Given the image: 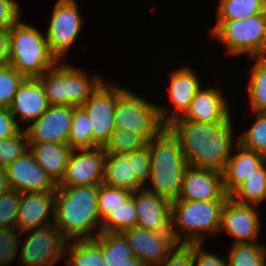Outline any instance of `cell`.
I'll list each match as a JSON object with an SVG mask.
<instances>
[{
  "label": "cell",
  "mask_w": 266,
  "mask_h": 266,
  "mask_svg": "<svg viewBox=\"0 0 266 266\" xmlns=\"http://www.w3.org/2000/svg\"><path fill=\"white\" fill-rule=\"evenodd\" d=\"M131 168L132 174L144 186L151 176L148 143L143 148L131 152Z\"/></svg>",
  "instance_id": "cell-41"
},
{
  "label": "cell",
  "mask_w": 266,
  "mask_h": 266,
  "mask_svg": "<svg viewBox=\"0 0 266 266\" xmlns=\"http://www.w3.org/2000/svg\"><path fill=\"white\" fill-rule=\"evenodd\" d=\"M154 266H193L192 244H177L159 264Z\"/></svg>",
  "instance_id": "cell-42"
},
{
  "label": "cell",
  "mask_w": 266,
  "mask_h": 266,
  "mask_svg": "<svg viewBox=\"0 0 266 266\" xmlns=\"http://www.w3.org/2000/svg\"><path fill=\"white\" fill-rule=\"evenodd\" d=\"M73 116V106H49V108L25 131L29 142L67 143Z\"/></svg>",
  "instance_id": "cell-16"
},
{
  "label": "cell",
  "mask_w": 266,
  "mask_h": 266,
  "mask_svg": "<svg viewBox=\"0 0 266 266\" xmlns=\"http://www.w3.org/2000/svg\"><path fill=\"white\" fill-rule=\"evenodd\" d=\"M103 183L132 191H137L145 187L135 178L134 174H132L131 152L126 154L106 155Z\"/></svg>",
  "instance_id": "cell-25"
},
{
  "label": "cell",
  "mask_w": 266,
  "mask_h": 266,
  "mask_svg": "<svg viewBox=\"0 0 266 266\" xmlns=\"http://www.w3.org/2000/svg\"><path fill=\"white\" fill-rule=\"evenodd\" d=\"M10 31L0 29V66L9 64Z\"/></svg>",
  "instance_id": "cell-46"
},
{
  "label": "cell",
  "mask_w": 266,
  "mask_h": 266,
  "mask_svg": "<svg viewBox=\"0 0 266 266\" xmlns=\"http://www.w3.org/2000/svg\"><path fill=\"white\" fill-rule=\"evenodd\" d=\"M256 207L238 203L229 196L222 208L219 233L225 230L234 238L233 244L256 242L261 228Z\"/></svg>",
  "instance_id": "cell-13"
},
{
  "label": "cell",
  "mask_w": 266,
  "mask_h": 266,
  "mask_svg": "<svg viewBox=\"0 0 266 266\" xmlns=\"http://www.w3.org/2000/svg\"><path fill=\"white\" fill-rule=\"evenodd\" d=\"M96 239L102 246V254L107 266H119L134 258L133 251L121 233L101 232Z\"/></svg>",
  "instance_id": "cell-28"
},
{
  "label": "cell",
  "mask_w": 266,
  "mask_h": 266,
  "mask_svg": "<svg viewBox=\"0 0 266 266\" xmlns=\"http://www.w3.org/2000/svg\"><path fill=\"white\" fill-rule=\"evenodd\" d=\"M126 90L103 82L81 107L90 117L93 148L103 147L115 129L114 111L118 97Z\"/></svg>",
  "instance_id": "cell-10"
},
{
  "label": "cell",
  "mask_w": 266,
  "mask_h": 266,
  "mask_svg": "<svg viewBox=\"0 0 266 266\" xmlns=\"http://www.w3.org/2000/svg\"><path fill=\"white\" fill-rule=\"evenodd\" d=\"M168 79L169 99L173 103L175 109L174 113H169L170 109L158 105V113L165 126L181 117L186 112L193 96L201 88L200 77L195 73L193 68L189 66L172 71Z\"/></svg>",
  "instance_id": "cell-17"
},
{
  "label": "cell",
  "mask_w": 266,
  "mask_h": 266,
  "mask_svg": "<svg viewBox=\"0 0 266 266\" xmlns=\"http://www.w3.org/2000/svg\"><path fill=\"white\" fill-rule=\"evenodd\" d=\"M266 162L247 178L230 197L241 204L258 206L266 199Z\"/></svg>",
  "instance_id": "cell-27"
},
{
  "label": "cell",
  "mask_w": 266,
  "mask_h": 266,
  "mask_svg": "<svg viewBox=\"0 0 266 266\" xmlns=\"http://www.w3.org/2000/svg\"><path fill=\"white\" fill-rule=\"evenodd\" d=\"M197 263V264H196ZM193 266H227V258L223 260L213 253L203 250L202 244H192Z\"/></svg>",
  "instance_id": "cell-44"
},
{
  "label": "cell",
  "mask_w": 266,
  "mask_h": 266,
  "mask_svg": "<svg viewBox=\"0 0 266 266\" xmlns=\"http://www.w3.org/2000/svg\"><path fill=\"white\" fill-rule=\"evenodd\" d=\"M231 119L216 123L175 119L166 127L178 139L189 166L222 172L235 147Z\"/></svg>",
  "instance_id": "cell-1"
},
{
  "label": "cell",
  "mask_w": 266,
  "mask_h": 266,
  "mask_svg": "<svg viewBox=\"0 0 266 266\" xmlns=\"http://www.w3.org/2000/svg\"><path fill=\"white\" fill-rule=\"evenodd\" d=\"M98 190L99 185L56 188L53 224L68 242L94 239L101 233Z\"/></svg>",
  "instance_id": "cell-2"
},
{
  "label": "cell",
  "mask_w": 266,
  "mask_h": 266,
  "mask_svg": "<svg viewBox=\"0 0 266 266\" xmlns=\"http://www.w3.org/2000/svg\"><path fill=\"white\" fill-rule=\"evenodd\" d=\"M90 124V117L81 107H73L71 130L68 138V145L73 149H92L93 133Z\"/></svg>",
  "instance_id": "cell-32"
},
{
  "label": "cell",
  "mask_w": 266,
  "mask_h": 266,
  "mask_svg": "<svg viewBox=\"0 0 266 266\" xmlns=\"http://www.w3.org/2000/svg\"><path fill=\"white\" fill-rule=\"evenodd\" d=\"M50 106H81L104 82L99 76H87L83 69L58 63L37 77Z\"/></svg>",
  "instance_id": "cell-6"
},
{
  "label": "cell",
  "mask_w": 266,
  "mask_h": 266,
  "mask_svg": "<svg viewBox=\"0 0 266 266\" xmlns=\"http://www.w3.org/2000/svg\"><path fill=\"white\" fill-rule=\"evenodd\" d=\"M134 257L144 266L159 264L178 244L171 231L152 232L132 227L121 232Z\"/></svg>",
  "instance_id": "cell-14"
},
{
  "label": "cell",
  "mask_w": 266,
  "mask_h": 266,
  "mask_svg": "<svg viewBox=\"0 0 266 266\" xmlns=\"http://www.w3.org/2000/svg\"><path fill=\"white\" fill-rule=\"evenodd\" d=\"M226 201L172 200L171 232L174 240L178 244H203L205 234L202 231L216 235L220 230L221 212Z\"/></svg>",
  "instance_id": "cell-4"
},
{
  "label": "cell",
  "mask_w": 266,
  "mask_h": 266,
  "mask_svg": "<svg viewBox=\"0 0 266 266\" xmlns=\"http://www.w3.org/2000/svg\"><path fill=\"white\" fill-rule=\"evenodd\" d=\"M11 190L20 193L56 191L57 185L28 151L6 168Z\"/></svg>",
  "instance_id": "cell-18"
},
{
  "label": "cell",
  "mask_w": 266,
  "mask_h": 266,
  "mask_svg": "<svg viewBox=\"0 0 266 266\" xmlns=\"http://www.w3.org/2000/svg\"><path fill=\"white\" fill-rule=\"evenodd\" d=\"M21 129L9 108L0 107V139L9 138Z\"/></svg>",
  "instance_id": "cell-45"
},
{
  "label": "cell",
  "mask_w": 266,
  "mask_h": 266,
  "mask_svg": "<svg viewBox=\"0 0 266 266\" xmlns=\"http://www.w3.org/2000/svg\"><path fill=\"white\" fill-rule=\"evenodd\" d=\"M221 91V92H220ZM216 87L201 88L193 96L186 112L177 119L198 123L225 122L231 115L229 102Z\"/></svg>",
  "instance_id": "cell-20"
},
{
  "label": "cell",
  "mask_w": 266,
  "mask_h": 266,
  "mask_svg": "<svg viewBox=\"0 0 266 266\" xmlns=\"http://www.w3.org/2000/svg\"><path fill=\"white\" fill-rule=\"evenodd\" d=\"M10 190L6 169L0 167V195Z\"/></svg>",
  "instance_id": "cell-48"
},
{
  "label": "cell",
  "mask_w": 266,
  "mask_h": 266,
  "mask_svg": "<svg viewBox=\"0 0 266 266\" xmlns=\"http://www.w3.org/2000/svg\"><path fill=\"white\" fill-rule=\"evenodd\" d=\"M65 258L68 266H107L105 264L102 246L94 239L74 240L67 243Z\"/></svg>",
  "instance_id": "cell-26"
},
{
  "label": "cell",
  "mask_w": 266,
  "mask_h": 266,
  "mask_svg": "<svg viewBox=\"0 0 266 266\" xmlns=\"http://www.w3.org/2000/svg\"><path fill=\"white\" fill-rule=\"evenodd\" d=\"M249 74V101L252 112H266V61L255 60Z\"/></svg>",
  "instance_id": "cell-33"
},
{
  "label": "cell",
  "mask_w": 266,
  "mask_h": 266,
  "mask_svg": "<svg viewBox=\"0 0 266 266\" xmlns=\"http://www.w3.org/2000/svg\"><path fill=\"white\" fill-rule=\"evenodd\" d=\"M20 5L13 0H0V29L10 28L20 19Z\"/></svg>",
  "instance_id": "cell-43"
},
{
  "label": "cell",
  "mask_w": 266,
  "mask_h": 266,
  "mask_svg": "<svg viewBox=\"0 0 266 266\" xmlns=\"http://www.w3.org/2000/svg\"><path fill=\"white\" fill-rule=\"evenodd\" d=\"M48 99L44 88L38 78H25L20 84L12 104L9 107L11 114L18 125L24 121L32 123L38 119L48 108Z\"/></svg>",
  "instance_id": "cell-22"
},
{
  "label": "cell",
  "mask_w": 266,
  "mask_h": 266,
  "mask_svg": "<svg viewBox=\"0 0 266 266\" xmlns=\"http://www.w3.org/2000/svg\"><path fill=\"white\" fill-rule=\"evenodd\" d=\"M30 231L24 243L19 242L22 266H54L65 257L68 241L53 223L23 231L21 236Z\"/></svg>",
  "instance_id": "cell-9"
},
{
  "label": "cell",
  "mask_w": 266,
  "mask_h": 266,
  "mask_svg": "<svg viewBox=\"0 0 266 266\" xmlns=\"http://www.w3.org/2000/svg\"><path fill=\"white\" fill-rule=\"evenodd\" d=\"M253 125L244 131L237 141L244 148L253 150L266 158V112H255Z\"/></svg>",
  "instance_id": "cell-35"
},
{
  "label": "cell",
  "mask_w": 266,
  "mask_h": 266,
  "mask_svg": "<svg viewBox=\"0 0 266 266\" xmlns=\"http://www.w3.org/2000/svg\"><path fill=\"white\" fill-rule=\"evenodd\" d=\"M137 214L133 195L122 205L110 211L101 222V232L121 233L122 231L136 227Z\"/></svg>",
  "instance_id": "cell-29"
},
{
  "label": "cell",
  "mask_w": 266,
  "mask_h": 266,
  "mask_svg": "<svg viewBox=\"0 0 266 266\" xmlns=\"http://www.w3.org/2000/svg\"><path fill=\"white\" fill-rule=\"evenodd\" d=\"M227 266H266V246L254 243L232 244Z\"/></svg>",
  "instance_id": "cell-30"
},
{
  "label": "cell",
  "mask_w": 266,
  "mask_h": 266,
  "mask_svg": "<svg viewBox=\"0 0 266 266\" xmlns=\"http://www.w3.org/2000/svg\"><path fill=\"white\" fill-rule=\"evenodd\" d=\"M133 195V191L109 186L104 183L99 185L98 190V212L101 220L113 209H116L118 206L125 203L131 196Z\"/></svg>",
  "instance_id": "cell-36"
},
{
  "label": "cell",
  "mask_w": 266,
  "mask_h": 266,
  "mask_svg": "<svg viewBox=\"0 0 266 266\" xmlns=\"http://www.w3.org/2000/svg\"><path fill=\"white\" fill-rule=\"evenodd\" d=\"M251 59L266 61V31L263 34L259 47Z\"/></svg>",
  "instance_id": "cell-47"
},
{
  "label": "cell",
  "mask_w": 266,
  "mask_h": 266,
  "mask_svg": "<svg viewBox=\"0 0 266 266\" xmlns=\"http://www.w3.org/2000/svg\"><path fill=\"white\" fill-rule=\"evenodd\" d=\"M113 118L115 128L139 134L147 142L166 127L160 119L158 105L129 90L118 97Z\"/></svg>",
  "instance_id": "cell-7"
},
{
  "label": "cell",
  "mask_w": 266,
  "mask_h": 266,
  "mask_svg": "<svg viewBox=\"0 0 266 266\" xmlns=\"http://www.w3.org/2000/svg\"><path fill=\"white\" fill-rule=\"evenodd\" d=\"M221 171L189 166L184 174L181 190L175 200H227Z\"/></svg>",
  "instance_id": "cell-15"
},
{
  "label": "cell",
  "mask_w": 266,
  "mask_h": 266,
  "mask_svg": "<svg viewBox=\"0 0 266 266\" xmlns=\"http://www.w3.org/2000/svg\"><path fill=\"white\" fill-rule=\"evenodd\" d=\"M77 0H58L53 8L46 40L50 51L62 61L65 52L75 42L83 25Z\"/></svg>",
  "instance_id": "cell-11"
},
{
  "label": "cell",
  "mask_w": 266,
  "mask_h": 266,
  "mask_svg": "<svg viewBox=\"0 0 266 266\" xmlns=\"http://www.w3.org/2000/svg\"><path fill=\"white\" fill-rule=\"evenodd\" d=\"M265 31L266 12H263L246 19L217 20L211 36L226 45L227 54H248L251 58L259 47Z\"/></svg>",
  "instance_id": "cell-8"
},
{
  "label": "cell",
  "mask_w": 266,
  "mask_h": 266,
  "mask_svg": "<svg viewBox=\"0 0 266 266\" xmlns=\"http://www.w3.org/2000/svg\"><path fill=\"white\" fill-rule=\"evenodd\" d=\"M147 143L139 134L115 128L102 148L106 155L126 154L143 148Z\"/></svg>",
  "instance_id": "cell-34"
},
{
  "label": "cell",
  "mask_w": 266,
  "mask_h": 266,
  "mask_svg": "<svg viewBox=\"0 0 266 266\" xmlns=\"http://www.w3.org/2000/svg\"><path fill=\"white\" fill-rule=\"evenodd\" d=\"M21 193L9 190L0 195V228H16Z\"/></svg>",
  "instance_id": "cell-39"
},
{
  "label": "cell",
  "mask_w": 266,
  "mask_h": 266,
  "mask_svg": "<svg viewBox=\"0 0 266 266\" xmlns=\"http://www.w3.org/2000/svg\"><path fill=\"white\" fill-rule=\"evenodd\" d=\"M105 158L102 147L72 150L64 176L57 187L102 184Z\"/></svg>",
  "instance_id": "cell-12"
},
{
  "label": "cell",
  "mask_w": 266,
  "mask_h": 266,
  "mask_svg": "<svg viewBox=\"0 0 266 266\" xmlns=\"http://www.w3.org/2000/svg\"><path fill=\"white\" fill-rule=\"evenodd\" d=\"M72 150L68 143L29 142V152L34 160L56 185L60 183L64 176Z\"/></svg>",
  "instance_id": "cell-24"
},
{
  "label": "cell",
  "mask_w": 266,
  "mask_h": 266,
  "mask_svg": "<svg viewBox=\"0 0 266 266\" xmlns=\"http://www.w3.org/2000/svg\"><path fill=\"white\" fill-rule=\"evenodd\" d=\"M20 235L17 228H0V264L3 266L18 255Z\"/></svg>",
  "instance_id": "cell-40"
},
{
  "label": "cell",
  "mask_w": 266,
  "mask_h": 266,
  "mask_svg": "<svg viewBox=\"0 0 266 266\" xmlns=\"http://www.w3.org/2000/svg\"><path fill=\"white\" fill-rule=\"evenodd\" d=\"M54 207L55 191L21 193L16 228L23 232L52 224Z\"/></svg>",
  "instance_id": "cell-21"
},
{
  "label": "cell",
  "mask_w": 266,
  "mask_h": 266,
  "mask_svg": "<svg viewBox=\"0 0 266 266\" xmlns=\"http://www.w3.org/2000/svg\"><path fill=\"white\" fill-rule=\"evenodd\" d=\"M234 142H236L233 148L235 154L230 156L222 171L224 190L229 196L266 162L263 155L244 148L238 141Z\"/></svg>",
  "instance_id": "cell-23"
},
{
  "label": "cell",
  "mask_w": 266,
  "mask_h": 266,
  "mask_svg": "<svg viewBox=\"0 0 266 266\" xmlns=\"http://www.w3.org/2000/svg\"><path fill=\"white\" fill-rule=\"evenodd\" d=\"M150 150V184L144 187L154 194L175 200L181 190L188 162L178 139L165 127L148 142Z\"/></svg>",
  "instance_id": "cell-3"
},
{
  "label": "cell",
  "mask_w": 266,
  "mask_h": 266,
  "mask_svg": "<svg viewBox=\"0 0 266 266\" xmlns=\"http://www.w3.org/2000/svg\"><path fill=\"white\" fill-rule=\"evenodd\" d=\"M26 77L10 64L0 66V107L9 108Z\"/></svg>",
  "instance_id": "cell-38"
},
{
  "label": "cell",
  "mask_w": 266,
  "mask_h": 266,
  "mask_svg": "<svg viewBox=\"0 0 266 266\" xmlns=\"http://www.w3.org/2000/svg\"><path fill=\"white\" fill-rule=\"evenodd\" d=\"M28 151L29 140L25 129L9 138L0 139V167L6 168Z\"/></svg>",
  "instance_id": "cell-37"
},
{
  "label": "cell",
  "mask_w": 266,
  "mask_h": 266,
  "mask_svg": "<svg viewBox=\"0 0 266 266\" xmlns=\"http://www.w3.org/2000/svg\"><path fill=\"white\" fill-rule=\"evenodd\" d=\"M217 20L246 19L266 12V0H220Z\"/></svg>",
  "instance_id": "cell-31"
},
{
  "label": "cell",
  "mask_w": 266,
  "mask_h": 266,
  "mask_svg": "<svg viewBox=\"0 0 266 266\" xmlns=\"http://www.w3.org/2000/svg\"><path fill=\"white\" fill-rule=\"evenodd\" d=\"M21 21L9 30V64L25 77L37 78L60 61L50 51L46 35Z\"/></svg>",
  "instance_id": "cell-5"
},
{
  "label": "cell",
  "mask_w": 266,
  "mask_h": 266,
  "mask_svg": "<svg viewBox=\"0 0 266 266\" xmlns=\"http://www.w3.org/2000/svg\"><path fill=\"white\" fill-rule=\"evenodd\" d=\"M119 266H144V265L134 257L126 260V263L120 264Z\"/></svg>",
  "instance_id": "cell-49"
},
{
  "label": "cell",
  "mask_w": 266,
  "mask_h": 266,
  "mask_svg": "<svg viewBox=\"0 0 266 266\" xmlns=\"http://www.w3.org/2000/svg\"><path fill=\"white\" fill-rule=\"evenodd\" d=\"M171 204L166 197L147 191H134L136 227L152 232L171 231Z\"/></svg>",
  "instance_id": "cell-19"
}]
</instances>
